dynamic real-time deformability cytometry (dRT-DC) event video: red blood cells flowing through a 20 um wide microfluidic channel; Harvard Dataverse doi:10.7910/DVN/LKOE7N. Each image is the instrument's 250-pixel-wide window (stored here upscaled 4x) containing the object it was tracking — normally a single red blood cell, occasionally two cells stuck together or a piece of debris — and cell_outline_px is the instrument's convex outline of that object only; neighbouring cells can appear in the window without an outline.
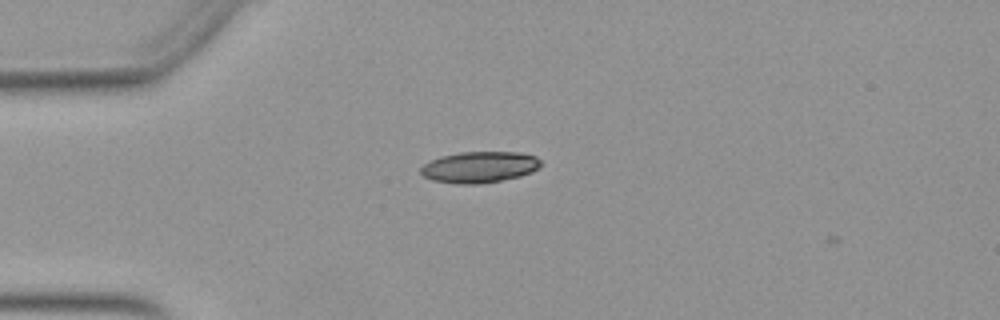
{"species": "Egyptian fruit bat (a non-hibernating species)", "species_latin": "Rousettus aegyptiacus", "temperature_condition": "warm", "stored_images_in_passage": 3, "camera_frame_rate_fps": 3000, "um_per_image_px": 0.085, "animal": {"sex": "female"}, "frame": {"image": 1, "passage_image": 1, "time_ms": 0.0, "image_size_px": [1000, 320], "cell_outline_px": [[540, 168], [532, 172], [520, 176], [480, 184], [456, 184], [432, 180], [424, 176], [420, 172], [420, 168], [424, 164], [440, 156], [460, 152], [520, 152], [536, 156], [540, 160]], "centroid_in_image_um": [40.76, 14.2], "position_along_channel_um": 44.2, "area_um2": 21.91}}